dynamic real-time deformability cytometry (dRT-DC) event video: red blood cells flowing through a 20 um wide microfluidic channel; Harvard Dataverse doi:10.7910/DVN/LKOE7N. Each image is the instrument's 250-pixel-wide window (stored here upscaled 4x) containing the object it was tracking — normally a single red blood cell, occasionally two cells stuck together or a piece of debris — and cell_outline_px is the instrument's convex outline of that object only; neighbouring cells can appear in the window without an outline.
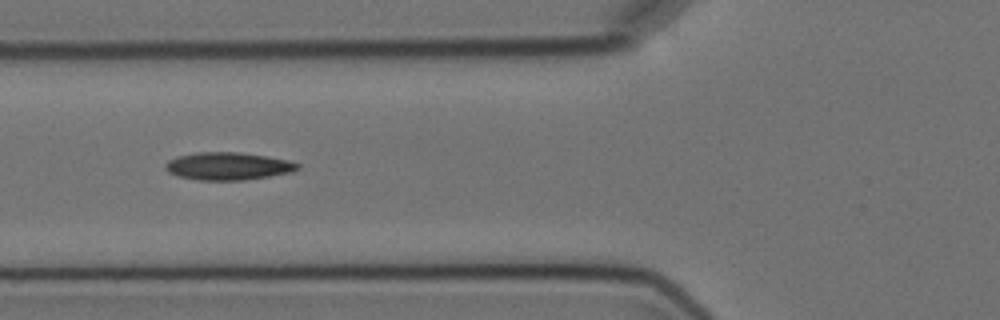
{"species": "Egyptian fruit bat (a non-hibernating species)", "species_latin": "Rousettus aegyptiacus", "temperature_condition": "cold", "stored_images_in_passage": 9, "camera_frame_rate_fps": 3000, "um_per_image_px": 0.085, "animal": {"sex": "female"}, "frame": {"image": 1, "passage_image": 4, "time_ms": 3.667, "image_size_px": [1000, 320], "cell_outline_px": [[300, 168], [292, 172], [244, 180], [200, 180], [180, 176], [168, 172], [164, 168], [164, 164], [168, 160], [176, 156], [196, 152], [240, 152], [288, 160], [300, 164]], "centroid_in_image_um": [19.36, 14.11], "position_along_channel_um": 106.4, "area_um2": 21.27}}
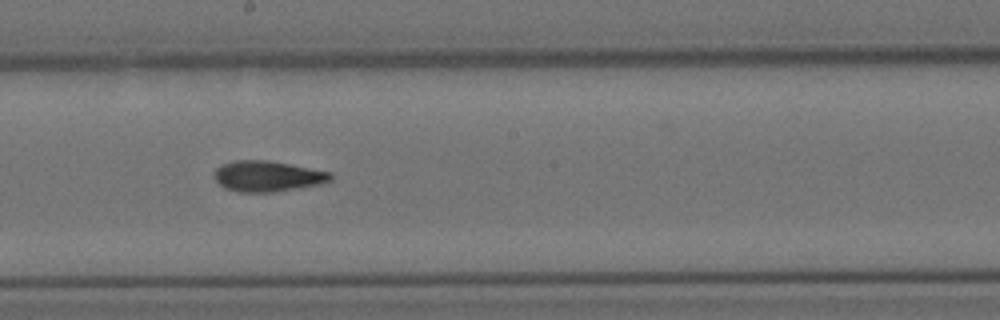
{"frame": {"image": 2, "passage_image": 7, "time_ms": 7.0, "image_size_px": [1000, 320], "cell_outline_px": [[332, 180], [320, 184], [300, 188], [272, 192], [236, 192], [224, 188], [216, 180], [216, 168], [224, 164], [236, 160], [268, 160], [332, 172]], "centroid_in_image_um": [22.77, 14.98], "position_along_channel_um": 225.4, "area_um2": 20.75}}
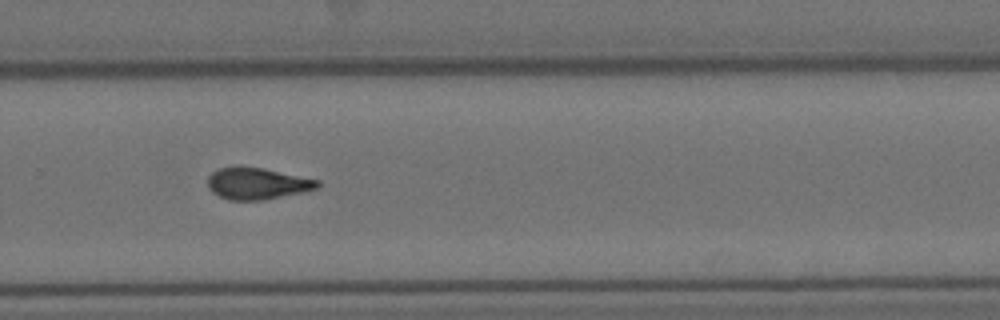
{"frame": {"image": 3, "passage_image": 9, "time_ms": 9.333, "image_size_px": [1000, 320], "cell_outline_px": [[320, 184], [316, 188], [308, 192], [264, 200], [228, 200], [212, 192], [208, 188], [208, 176], [212, 172], [220, 168], [264, 168], [320, 180]], "centroid_in_image_um": [21.91, 15.63], "position_along_channel_um": 307.9, "area_um2": 20.17}}